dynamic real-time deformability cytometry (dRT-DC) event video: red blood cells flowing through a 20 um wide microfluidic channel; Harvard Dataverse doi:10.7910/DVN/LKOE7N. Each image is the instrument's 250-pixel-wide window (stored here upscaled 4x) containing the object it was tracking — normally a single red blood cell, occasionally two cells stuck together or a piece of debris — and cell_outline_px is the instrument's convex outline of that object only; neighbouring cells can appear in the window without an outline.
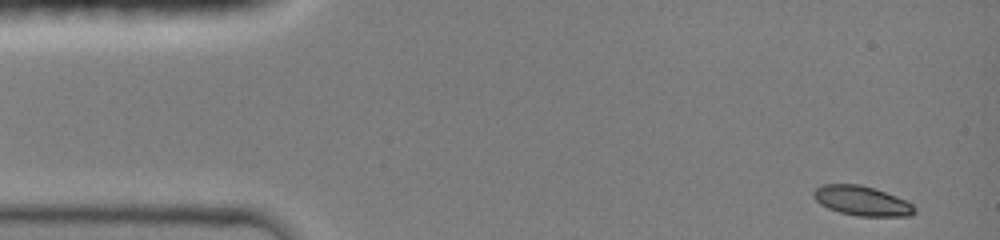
{"species": "common noctule bat (a hibernating species)", "species_latin": "Nyctalus noctula", "temperature_condition": "room temperature", "stored_images_in_passage": 31, "camera_frame_rate_fps": 3000, "um_per_image_px": 0.085, "animal": {"sex": "female", "body_mass_g": 19.0, "forearm_length_mm": 51.5}, "frame": {"image": 1, "passage_image": 1, "time_ms": 0.0, "image_size_px": [1000, 240], "cell_outline_px": [[916, 212], [912, 216], [856, 216], [840, 212], [828, 208], [820, 204], [812, 196], [812, 192], [816, 188], [824, 184], [860, 184], [896, 196], [912, 204], [916, 208]], "centroid_in_image_um": [73.25, 17.08], "position_along_channel_um": 11.8, "area_um2": 17.4}}
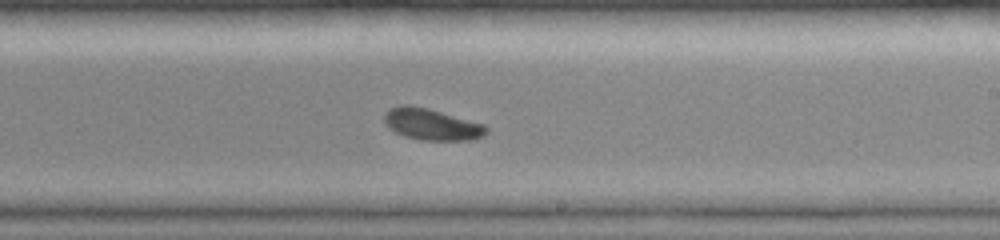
{"frame": {"image": 2, "passage_image": 15, "time_ms": 8.333, "image_size_px": [1000, 240], "cell_outline_px": [[488, 132], [484, 136], [476, 140], [420, 140], [404, 136], [388, 128], [384, 124], [384, 116], [388, 108], [400, 104], [408, 104], [428, 108], [484, 124], [488, 128]], "centroid_in_image_um": [36.68, 10.57], "position_along_channel_um": 252.3, "area_um2": 19.02}}
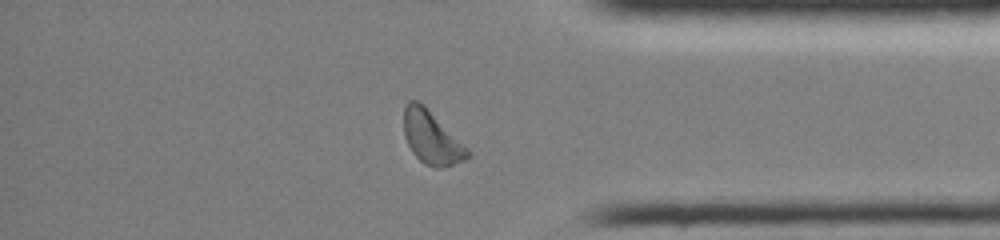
{"frame": {"image": 3, "passage_image": 24, "time_ms": 12.0, "image_size_px": [1000, 240], "cell_outline_px": [[472, 152], [464, 160], [440, 168], [436, 168], [424, 164], [412, 152], [404, 136], [404, 108], [408, 100], [416, 100], [424, 104]], "centroid_in_image_um": [36.67, 11.68], "position_along_channel_um": 398.5, "area_um2": 19.65}, "authors_computed_cell_mechanics": {"area_um2": 19.0162, "velocity_mm_per_s": 4.1392, "shape_relaxation_time_tau1_ms": 2.1588, "shape_relaxation_time_tau2_ms": null, "deformation_change_tau1": 0.1132, "deformation_change_tau2": null}}